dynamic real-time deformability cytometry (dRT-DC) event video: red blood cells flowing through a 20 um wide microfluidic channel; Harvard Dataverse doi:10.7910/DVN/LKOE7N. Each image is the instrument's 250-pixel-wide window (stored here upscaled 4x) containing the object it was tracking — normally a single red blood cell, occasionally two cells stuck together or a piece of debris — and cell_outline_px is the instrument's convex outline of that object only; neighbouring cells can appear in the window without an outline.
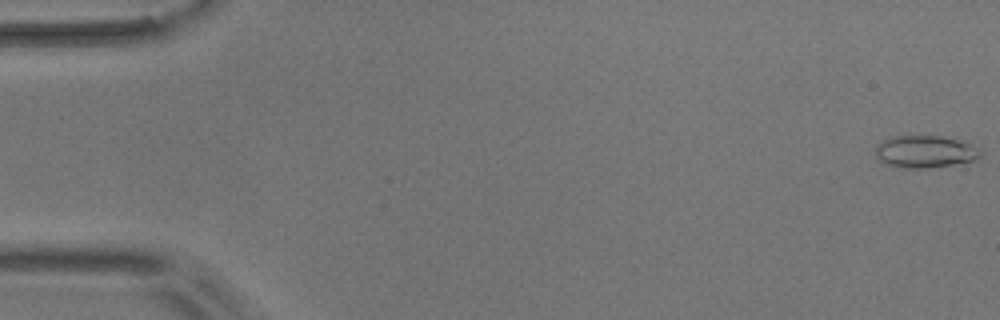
{"species": "common noctule bat (a hibernating species)", "species_latin": "Nyctalus noctula", "temperature_condition": "room temperature", "stored_images_in_passage": 18, "camera_frame_rate_fps": 3000, "um_per_image_px": 0.085, "animal": {"sex": "male", "body_mass_g": 17.9}, "frame": {"image": 1, "passage_image": 1, "time_ms": 0.0, "image_size_px": [1000, 320], "cell_outline_px": [[984, 152], [980, 156], [972, 160], [952, 164], [928, 168], [900, 168], [888, 164], [880, 160], [876, 156], [876, 144], [892, 136], [940, 136], [972, 144]], "centroid_in_image_um": [78.61, 12.89], "position_along_channel_um": 6.4, "area_um2": 19.54}}